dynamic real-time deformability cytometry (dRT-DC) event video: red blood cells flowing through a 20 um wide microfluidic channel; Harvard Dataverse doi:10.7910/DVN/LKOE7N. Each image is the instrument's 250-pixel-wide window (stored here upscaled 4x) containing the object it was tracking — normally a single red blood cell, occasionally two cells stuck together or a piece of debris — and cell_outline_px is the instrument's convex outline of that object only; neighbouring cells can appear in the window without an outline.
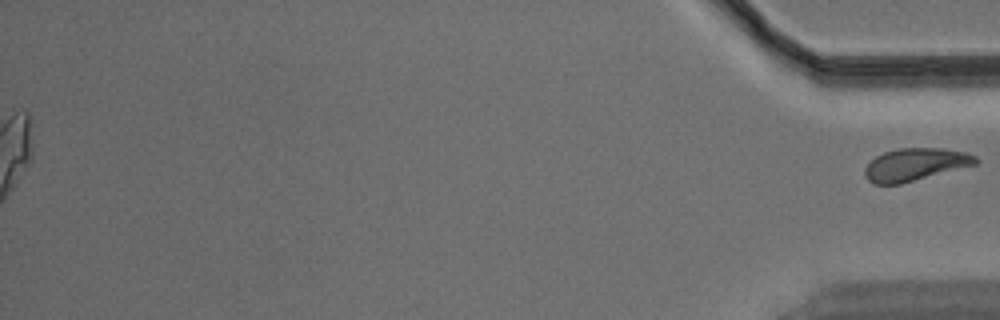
{"species": "Egyptian fruit bat (a non-hibernating species)", "species_latin": "Rousettus aegyptiacus", "temperature_condition": "warm", "stored_images_in_passage": 45, "segment_of_instrument_passage": [2, 2], "camera_frame_rate_fps": 3000, "um_per_image_px": 0.085, "animal": {"sex": "male"}, "frame": {"image": 1, "passage_image": 45, "time_ms": 14.667, "image_size_px": [1000, 320], "cell_outline_px": [[980, 160], [976, 164], [900, 184], [872, 184], [864, 176], [864, 168], [876, 156], [884, 152], [900, 148], [944, 148], [968, 152], [976, 156]], "centroid_in_image_um": [77.8, 13.97], "position_along_channel_um": 357.4, "area_um2": 21.04}}